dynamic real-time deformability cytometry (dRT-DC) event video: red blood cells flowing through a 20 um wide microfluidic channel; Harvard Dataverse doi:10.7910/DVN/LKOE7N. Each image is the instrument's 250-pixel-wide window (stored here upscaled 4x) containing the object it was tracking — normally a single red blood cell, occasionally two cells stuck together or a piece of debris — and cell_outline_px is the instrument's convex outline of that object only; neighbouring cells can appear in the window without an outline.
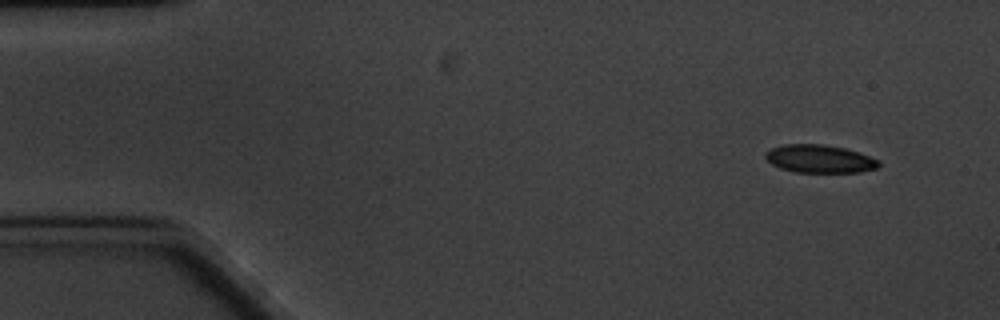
{"species": "common noctule bat (a hibernating species)", "species_latin": "Nyctalus noctula", "temperature_condition": "cold", "stored_images_in_passage": 7, "camera_frame_rate_fps": 3000, "um_per_image_px": 0.085, "animal": {"sex": "male", "body_mass_g": 20.1, "forearm_length_mm": 53.5}, "frame": {"image": 1, "passage_image": 1, "time_ms": 0.0, "image_size_px": [1000, 320], "cell_outline_px": [[880, 164], [876, 168], [860, 172], [796, 172], [780, 168], [772, 164], [764, 156], [764, 152], [772, 148], [784, 144], [824, 144], [844, 148], [868, 156], [876, 160]], "centroid_in_image_um": [69.61, 13.5], "position_along_channel_um": 15.4, "area_um2": 18.26}}
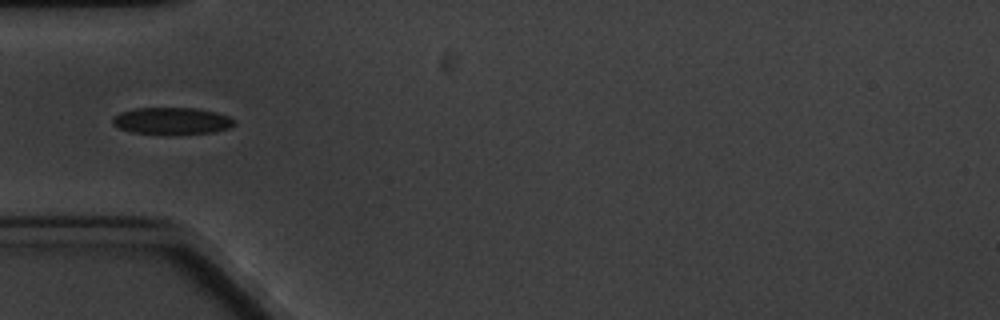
{"frame": {"image": 2, "passage_image": 5, "time_ms": 4.667, "image_size_px": [1000, 320], "cell_outline_px": [[236, 124], [228, 128], [212, 132], [164, 136], [132, 132], [120, 128], [112, 124], [112, 120], [120, 112], [132, 108], [196, 108], [216, 112], [228, 116], [236, 120]], "centroid_in_image_um": [14.61, 10.3], "position_along_channel_um": 70.4, "area_um2": 19.54}}